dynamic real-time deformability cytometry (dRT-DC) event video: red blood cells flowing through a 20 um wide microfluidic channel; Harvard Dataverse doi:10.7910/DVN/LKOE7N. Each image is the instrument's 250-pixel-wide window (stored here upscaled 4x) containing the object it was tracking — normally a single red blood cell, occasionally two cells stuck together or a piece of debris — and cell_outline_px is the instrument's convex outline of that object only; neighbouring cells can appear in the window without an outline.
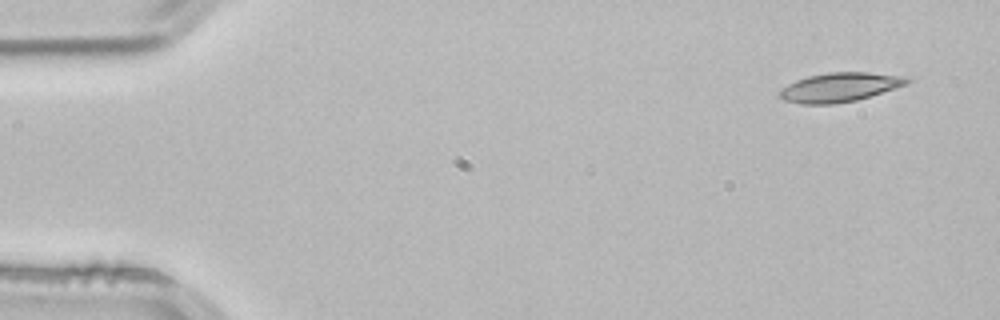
{"species": "common noctule bat (a hibernating species)", "species_latin": "Nyctalus noctula", "temperature_condition": "room temperature", "stored_images_in_passage": 4, "camera_frame_rate_fps": 3000, "um_per_image_px": 0.085, "animal": {"sex": "male", "body_mass_g": 21.5, "forearm_length_mm": 52.0}, "frame": {"image": 1, "passage_image": 1, "time_ms": 0.0, "image_size_px": [1000, 320], "cell_outline_px": [[912, 80], [908, 84], [856, 100], [832, 104], [800, 104], [784, 100], [780, 96], [780, 88], [796, 80], [808, 76], [828, 72], [868, 72], [904, 76]], "centroid_in_image_um": [71.37, 7.41], "position_along_channel_um": 13.6, "area_um2": 21.56}}
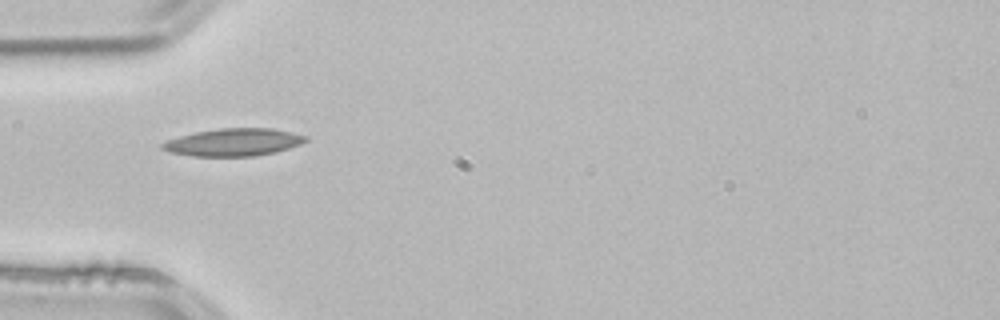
{"frame": {"image": 2, "passage_image": 4, "time_ms": 1.0, "image_size_px": [1000, 320], "cell_outline_px": [[308, 140], [300, 144], [276, 152], [256, 156], [192, 156], [168, 152], [160, 148], [160, 144], [168, 140], [180, 136], [196, 132], [220, 128], [272, 128], [292, 132], [308, 136]], "centroid_in_image_um": [19.86, 12.09], "position_along_channel_um": 65.1, "area_um2": 23.06}}